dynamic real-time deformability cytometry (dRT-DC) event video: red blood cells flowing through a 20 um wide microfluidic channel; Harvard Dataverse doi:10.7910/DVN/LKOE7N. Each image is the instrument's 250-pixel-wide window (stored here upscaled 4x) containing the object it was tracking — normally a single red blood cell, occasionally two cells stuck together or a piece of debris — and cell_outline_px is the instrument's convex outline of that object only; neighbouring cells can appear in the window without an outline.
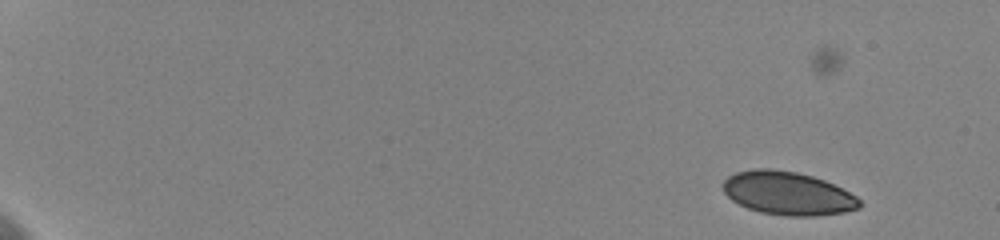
{"species": "human", "species_latin": "Homo sapiens", "temperature_condition": "cold", "stored_images_in_passage": 26, "camera_frame_rate_fps": 3000, "um_per_image_px": 0.085, "donor": {"sex": "female"}, "frame": {"image": 1, "passage_image": 5, "time_ms": 3.667, "image_size_px": [1000, 240], "cell_outline_px": [[860, 208], [844, 212], [816, 216], [788, 216], [760, 212], [748, 208], [732, 200], [724, 192], [724, 180], [728, 176], [736, 172], [752, 168], [772, 168], [796, 172], [812, 176], [824, 180], [856, 196], [860, 200]], "centroid_in_image_um": [66.95, 16.42], "position_along_channel_um": 18.1, "area_um2": 34.33}}
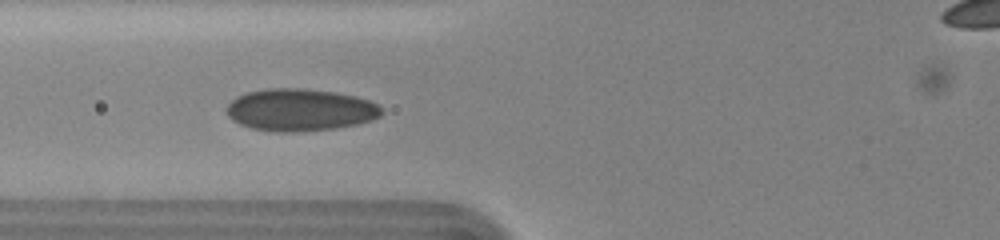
{"frame": {"image": 2, "passage_image": 25, "time_ms": 10.667, "image_size_px": [1000, 240], "cell_outline_px": [[384, 112], [380, 116], [372, 120], [356, 124], [336, 128], [292, 132], [276, 132], [252, 128], [240, 124], [232, 120], [228, 116], [224, 108], [236, 96], [248, 92], [268, 88], [300, 88], [336, 92], [356, 96], [368, 100], [384, 108]], "centroid_in_image_um": [25.5, 9.34], "position_along_channel_um": 100.3, "area_um2": 38.32}}